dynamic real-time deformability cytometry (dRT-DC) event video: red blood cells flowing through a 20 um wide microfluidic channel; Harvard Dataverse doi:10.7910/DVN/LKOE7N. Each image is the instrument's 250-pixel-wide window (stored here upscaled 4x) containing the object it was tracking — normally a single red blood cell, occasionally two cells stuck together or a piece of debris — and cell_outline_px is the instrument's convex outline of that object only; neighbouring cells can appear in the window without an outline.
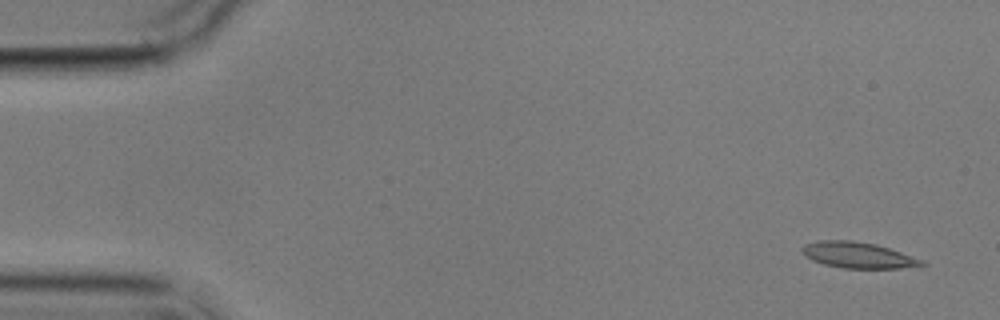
{"species": "common noctule bat (a hibernating species)", "species_latin": "Nyctalus noctula", "temperature_condition": "cold", "stored_images_in_passage": 5, "camera_frame_rate_fps": 3000, "um_per_image_px": 0.085, "animal": {"sex": "male", "body_mass_g": 17.9}, "frame": {"image": 1, "passage_image": 1, "time_ms": 0.0, "image_size_px": [1000, 320], "cell_outline_px": [[928, 264], [900, 268], [844, 268], [824, 264], [812, 260], [800, 248], [804, 244], [816, 240], [852, 240], [876, 244], [924, 260]], "centroid_in_image_um": [72.92, 21.67], "position_along_channel_um": 12.1, "area_um2": 17.98}}
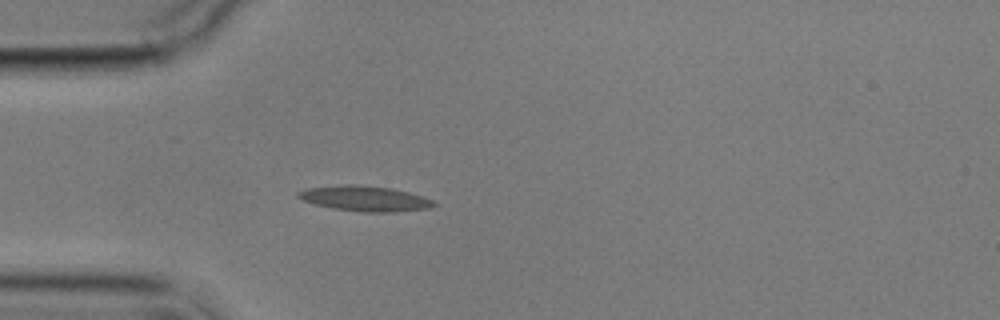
{"frame": {"image": 2, "passage_image": 5, "time_ms": 4.333, "image_size_px": [1000, 320], "cell_outline_px": [[440, 204], [428, 208], [396, 212], [364, 212], [332, 208], [316, 204], [304, 200], [296, 196], [296, 192], [308, 188], [348, 184], [360, 184], [392, 188], [408, 192], [432, 200]], "centroid_in_image_um": [31.03, 16.87], "position_along_channel_um": 54.0, "area_um2": 19.94}}